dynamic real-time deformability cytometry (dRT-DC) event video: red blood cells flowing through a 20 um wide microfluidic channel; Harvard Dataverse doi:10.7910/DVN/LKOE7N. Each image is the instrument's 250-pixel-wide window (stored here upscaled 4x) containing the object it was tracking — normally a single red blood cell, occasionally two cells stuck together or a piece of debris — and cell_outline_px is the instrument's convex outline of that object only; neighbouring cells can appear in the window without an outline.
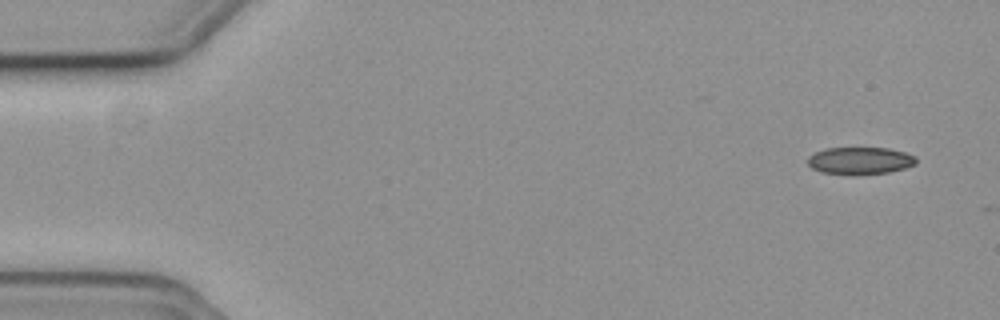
{"species": "common noctule bat (a hibernating species)", "species_latin": "Nyctalus noctula", "temperature_condition": "cold", "stored_images_in_passage": 5, "camera_frame_rate_fps": 3000, "um_per_image_px": 0.085, "animal": {"sex": "female", "body_mass_g": 19.3, "forearm_length_mm": 54.1}, "frame": {"image": 1, "passage_image": 1, "time_ms": 0.0, "image_size_px": [1000, 320], "cell_outline_px": [[916, 164], [904, 168], [888, 172], [820, 172], [812, 168], [808, 164], [808, 156], [816, 152], [828, 148], [888, 148], [904, 152], [916, 156]], "centroid_in_image_um": [73.12, 13.61], "position_along_channel_um": 11.9, "area_um2": 16.42}}